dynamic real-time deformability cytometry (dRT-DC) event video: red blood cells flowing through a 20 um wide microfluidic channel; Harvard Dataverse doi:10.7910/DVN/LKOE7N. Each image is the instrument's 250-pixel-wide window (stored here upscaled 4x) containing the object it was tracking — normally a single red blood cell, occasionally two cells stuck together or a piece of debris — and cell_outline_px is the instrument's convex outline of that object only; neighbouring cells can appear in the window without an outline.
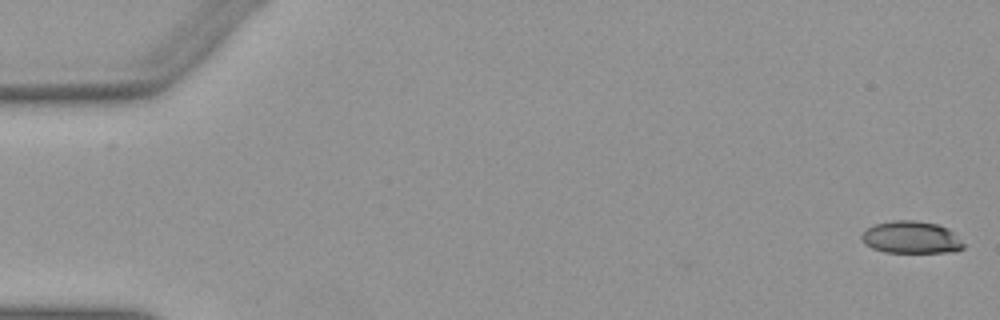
{"species": "Egyptian fruit bat (a non-hibernating species)", "species_latin": "Rousettus aegyptiacus", "temperature_condition": "warm", "stored_images_in_passage": 46, "camera_frame_rate_fps": 3000, "um_per_image_px": 0.085, "animal": {"sex": "female"}, "frame": {"image": 1, "passage_image": 1, "time_ms": 0.0, "image_size_px": [1000, 320], "cell_outline_px": [[968, 244], [964, 248], [956, 252], [884, 252], [872, 248], [864, 244], [860, 240], [860, 236], [868, 228], [876, 224], [892, 220], [916, 220], [936, 224], [948, 228]], "centroid_in_image_um": [77.5, 20.18], "position_along_channel_um": 7.5, "area_um2": 19.48}}
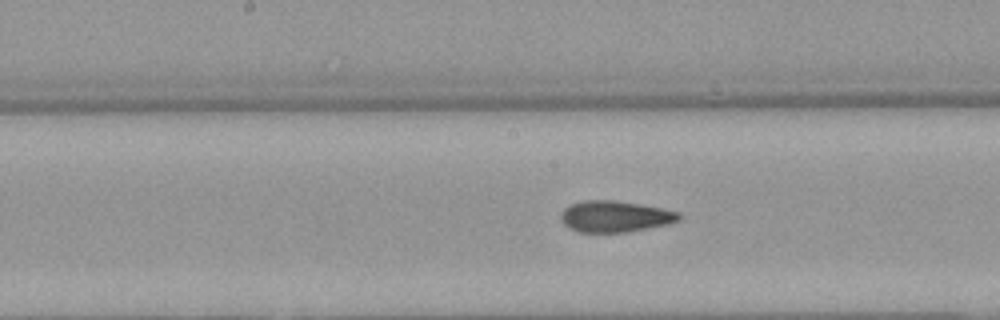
{"frame": {"image": 2, "passage_image": 27, "time_ms": 8.667, "image_size_px": [1000, 320], "cell_outline_px": [[680, 220], [668, 224], [628, 232], [580, 232], [564, 224], [560, 220], [560, 212], [568, 204], [580, 200], [616, 200], [640, 204], [680, 212]], "centroid_in_image_um": [52.24, 18.38], "position_along_channel_um": 196.0, "area_um2": 21.68}}
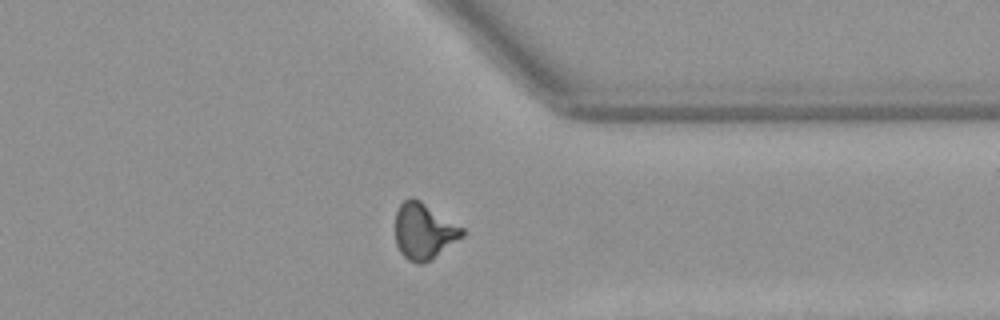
{"frame": {"image": 3, "passage_image": 41, "time_ms": 13.333, "image_size_px": [1000, 320], "cell_outline_px": [[464, 236], [428, 260], [420, 264], [416, 264], [408, 260], [400, 252], [396, 244], [396, 212], [400, 204], [408, 196], [412, 196], [420, 200], [464, 228]], "centroid_in_image_um": [36.01, 19.62], "position_along_channel_um": 375.4, "area_um2": 21.68}}